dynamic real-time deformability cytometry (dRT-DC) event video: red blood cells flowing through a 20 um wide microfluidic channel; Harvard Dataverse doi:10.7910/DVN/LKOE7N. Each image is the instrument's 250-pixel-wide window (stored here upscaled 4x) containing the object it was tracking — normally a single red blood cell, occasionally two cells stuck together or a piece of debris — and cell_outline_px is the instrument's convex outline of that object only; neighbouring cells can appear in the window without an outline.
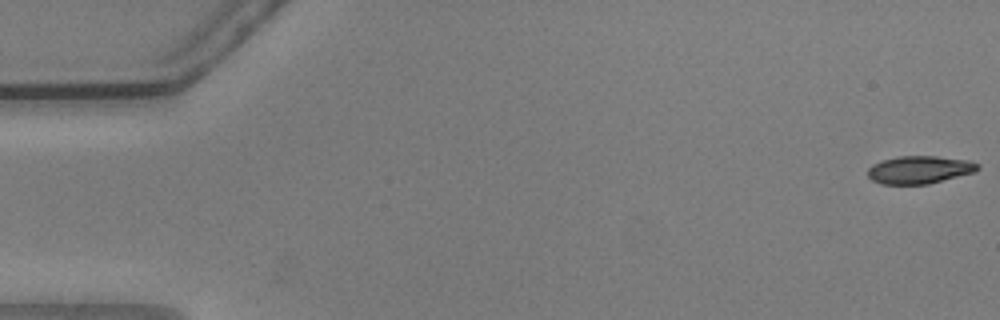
{"species": "common noctule bat (a hibernating species)", "species_latin": "Nyctalus noctula", "temperature_condition": "warm", "stored_images_in_passage": 10, "camera_frame_rate_fps": 3000, "um_per_image_px": 0.085, "animal": {"sex": "male", "body_mass_g": 20.5, "forearm_length_mm": 52.5}, "frame": {"image": 1, "passage_image": 1, "time_ms": 0.0, "image_size_px": [1000, 320], "cell_outline_px": [[980, 168], [976, 172], [928, 184], [880, 184], [872, 180], [868, 176], [868, 168], [872, 164], [884, 160], [900, 156], [936, 156], [968, 160], [980, 164]], "centroid_in_image_um": [78.18, 14.43], "position_along_channel_um": 6.8, "area_um2": 17.86}}